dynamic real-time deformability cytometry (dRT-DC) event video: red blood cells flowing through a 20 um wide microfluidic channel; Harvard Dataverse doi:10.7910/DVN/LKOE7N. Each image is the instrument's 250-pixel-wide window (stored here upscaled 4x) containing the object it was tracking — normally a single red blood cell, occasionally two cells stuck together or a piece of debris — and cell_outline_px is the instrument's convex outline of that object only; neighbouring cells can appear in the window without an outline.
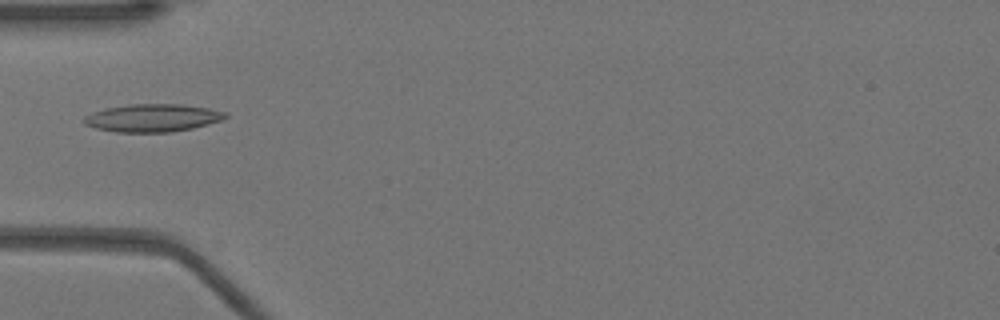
{"species": "Egyptian fruit bat (a non-hibernating species)", "species_latin": "Rousettus aegyptiacus", "temperature_condition": "warm", "stored_images_in_passage": 36, "camera_frame_rate_fps": 3000, "um_per_image_px": 0.085, "animal": {"sex": "female"}, "frame": {"image": 1, "passage_image": 1, "time_ms": 0.0, "image_size_px": [1000, 320], "cell_outline_px": [[228, 116], [224, 120], [192, 128], [172, 132], [116, 132], [96, 128], [84, 124], [84, 116], [92, 112], [108, 108], [128, 104], [184, 104], [208, 108], [228, 112]], "centroid_in_image_um": [13.01, 10.02], "position_along_channel_um": 72.0, "area_um2": 23.0}}
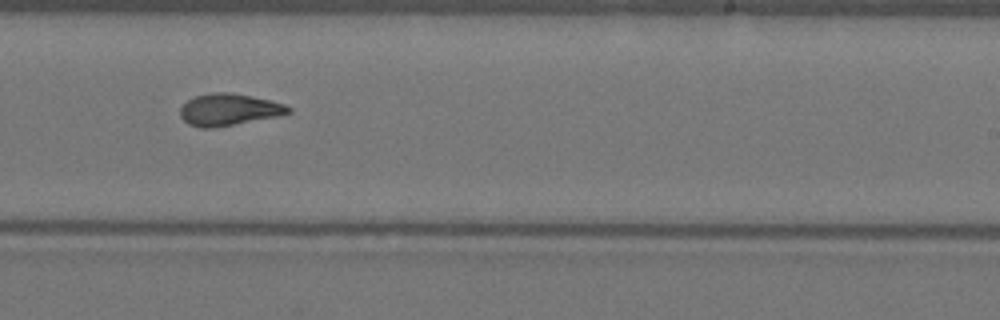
{"frame": {"image": 2, "passage_image": 16, "time_ms": 5.0, "image_size_px": [1000, 320], "cell_outline_px": [[292, 112], [280, 116], [216, 128], [200, 128], [188, 124], [180, 116], [180, 108], [188, 100], [196, 96], [212, 92], [232, 92], [268, 100], [284, 104], [292, 108]], "centroid_in_image_um": [19.46, 9.33], "position_along_channel_um": 269.5, "area_um2": 20.23}}
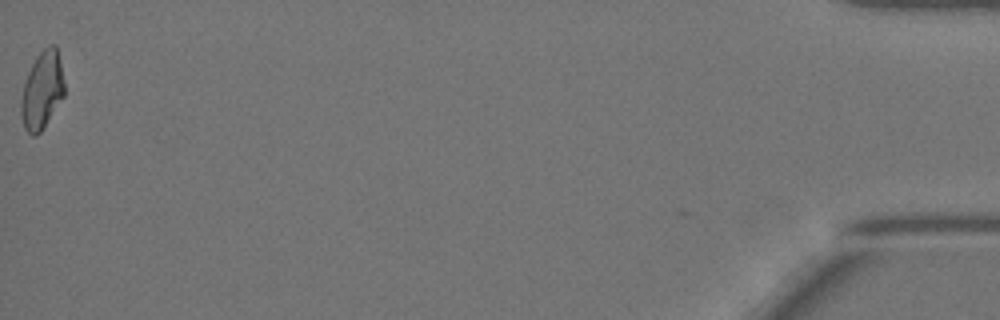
{"frame": {"image": 3, "passage_image": 36, "time_ms": 11.667, "image_size_px": [1000, 320], "cell_outline_px": [[64, 96], [40, 132], [36, 136], [32, 136], [24, 128], [20, 112], [20, 100], [24, 84], [28, 72], [36, 56], [48, 44], [56, 44], [64, 84]], "centroid_in_image_um": [3.56, 7.67], "position_along_channel_um": 431.6, "area_um2": 19.48}}